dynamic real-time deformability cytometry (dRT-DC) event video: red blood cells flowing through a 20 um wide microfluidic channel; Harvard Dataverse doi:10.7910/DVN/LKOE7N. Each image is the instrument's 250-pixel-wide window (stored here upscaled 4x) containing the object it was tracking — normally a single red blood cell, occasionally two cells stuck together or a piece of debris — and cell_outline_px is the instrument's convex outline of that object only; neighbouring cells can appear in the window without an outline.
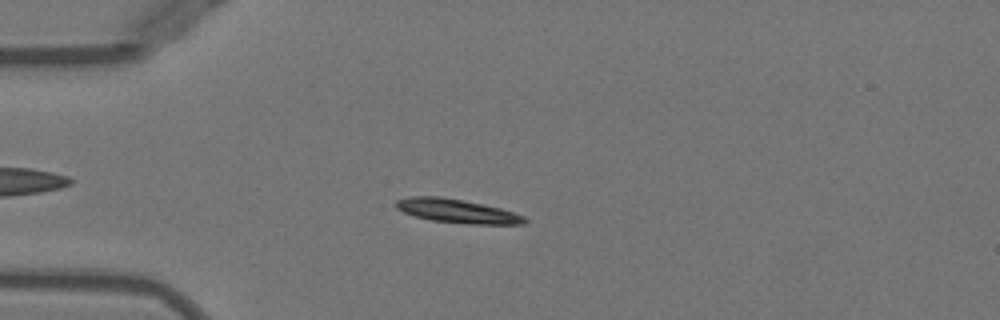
{"species": "Egyptian fruit bat (a non-hibernating species)", "species_latin": "Rousettus aegyptiacus", "temperature_condition": "warm", "stored_images_in_passage": 51, "camera_frame_rate_fps": 3000, "um_per_image_px": 0.085, "animal": {"sex": "female"}, "frame": {"image": 1, "passage_image": 13, "time_ms": 4.0, "image_size_px": [1000, 320], "cell_outline_px": [[528, 220], [524, 224], [468, 224], [432, 220], [416, 216], [404, 212], [396, 208], [392, 204], [396, 200], [408, 196], [440, 196], [500, 208], [524, 216]], "centroid_in_image_um": [38.8, 17.93], "position_along_channel_um": 46.2, "area_um2": 17.69}}
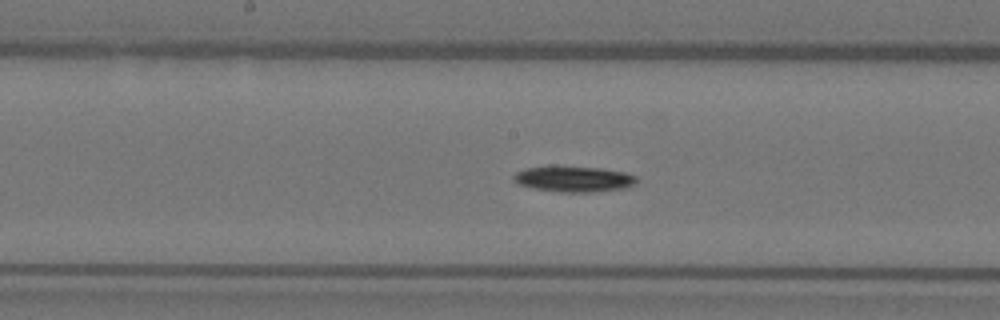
{"frame": {"image": 2, "passage_image": 26, "time_ms": 8.333, "image_size_px": [1000, 320], "cell_outline_px": [[636, 184], [628, 188], [592, 192], [560, 192], [532, 188], [520, 184], [512, 180], [512, 176], [516, 172], [524, 168], [552, 164], [600, 168], [624, 172], [636, 176]], "centroid_in_image_um": [48.73, 15.19], "position_along_channel_um": 199.5, "area_um2": 19.07}}
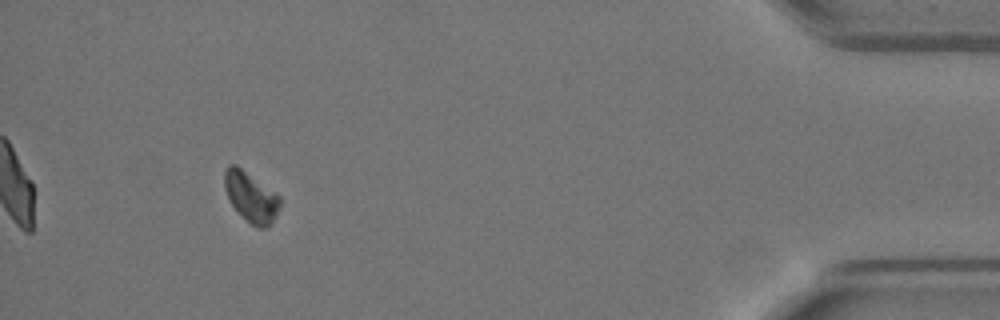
{"frame": {"image": 3, "passage_image": 47, "time_ms": 15.333, "image_size_px": [1000, 320], "cell_outline_px": [[280, 208], [272, 224], [268, 228], [256, 228], [232, 204], [224, 188], [224, 172], [228, 164], [236, 164], [276, 192], [280, 196]], "centroid_in_image_um": [21.36, 16.72], "position_along_channel_um": 413.8, "area_um2": 16.18}, "authors_computed_cell_mechanics": {"area_um2": 17.3978, "velocity_mm_per_s": 3.9542, "shape_relaxation_time_tau1_ms": 1.4441, "shape_relaxation_time_tau2_ms": null, "deformation_change_tau1": 0.0967, "deformation_change_tau2": null}}